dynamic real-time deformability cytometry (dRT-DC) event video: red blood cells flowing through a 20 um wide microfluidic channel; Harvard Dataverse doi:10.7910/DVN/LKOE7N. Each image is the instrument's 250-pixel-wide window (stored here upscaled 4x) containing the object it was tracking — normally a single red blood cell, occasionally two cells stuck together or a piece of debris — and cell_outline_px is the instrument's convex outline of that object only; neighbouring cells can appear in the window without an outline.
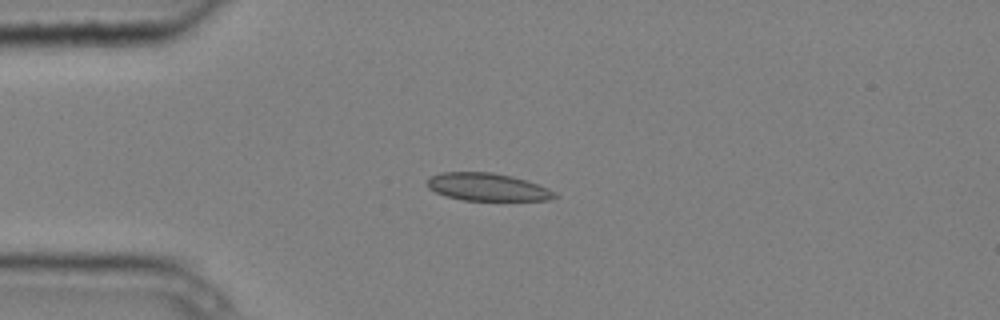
{"species": "common noctule bat (a hibernating species)", "species_latin": "Nyctalus noctula", "temperature_condition": "cold", "stored_images_in_passage": 8, "camera_frame_rate_fps": 3000, "um_per_image_px": 0.085, "animal": {"sex": "male", "body_mass_g": 20.4}, "frame": {"image": 1, "passage_image": 1, "time_ms": 0.0, "image_size_px": [1000, 320], "cell_outline_px": [[560, 196], [548, 200], [460, 200], [444, 196], [428, 188], [428, 180], [432, 176], [440, 172], [492, 172], [512, 176], [548, 188], [556, 192]], "centroid_in_image_um": [41.43, 15.9], "position_along_channel_um": 43.6, "area_um2": 20.52}}
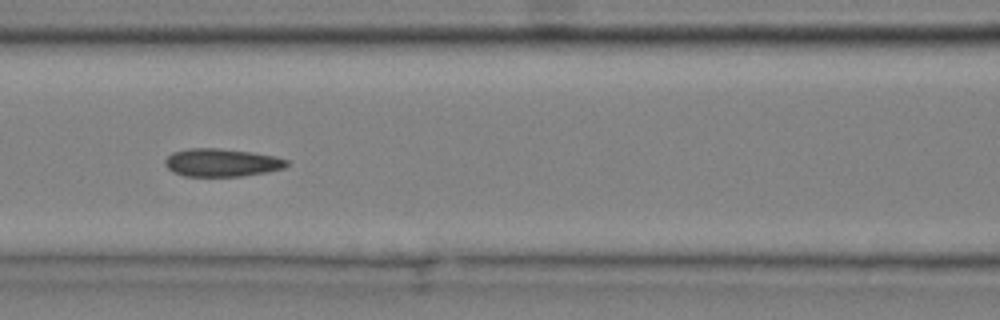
{"frame": {"image": 2, "passage_image": 4, "time_ms": 1.0, "image_size_px": [1000, 320], "cell_outline_px": [[288, 164], [284, 168], [268, 172], [244, 176], [184, 176], [172, 172], [164, 164], [164, 160], [172, 152], [188, 148], [220, 148], [252, 152], [276, 156], [288, 160]], "centroid_in_image_um": [18.84, 13.82], "position_along_channel_um": 147.8, "area_um2": 20.06}}
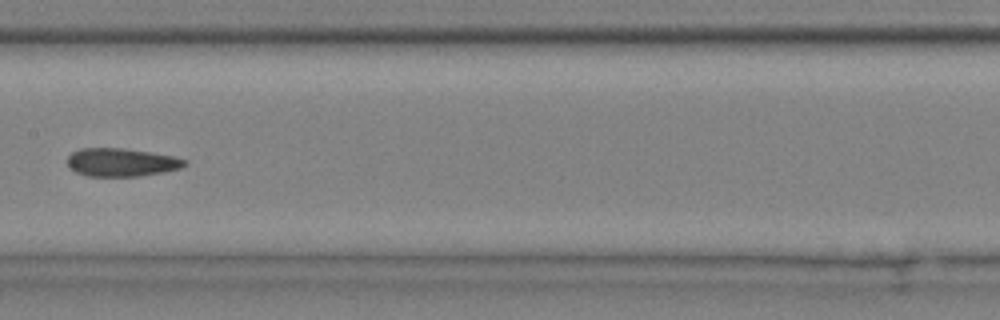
{"frame": {"image": 3, "passage_image": 5, "time_ms": 1.333, "image_size_px": [1000, 320], "cell_outline_px": [[188, 164], [180, 168], [160, 172], [136, 176], [88, 176], [76, 172], [68, 168], [68, 156], [72, 152], [80, 148], [124, 148], [176, 156], [188, 160]], "centroid_in_image_um": [10.32, 13.78], "position_along_channel_um": 197.1, "area_um2": 19.31}}